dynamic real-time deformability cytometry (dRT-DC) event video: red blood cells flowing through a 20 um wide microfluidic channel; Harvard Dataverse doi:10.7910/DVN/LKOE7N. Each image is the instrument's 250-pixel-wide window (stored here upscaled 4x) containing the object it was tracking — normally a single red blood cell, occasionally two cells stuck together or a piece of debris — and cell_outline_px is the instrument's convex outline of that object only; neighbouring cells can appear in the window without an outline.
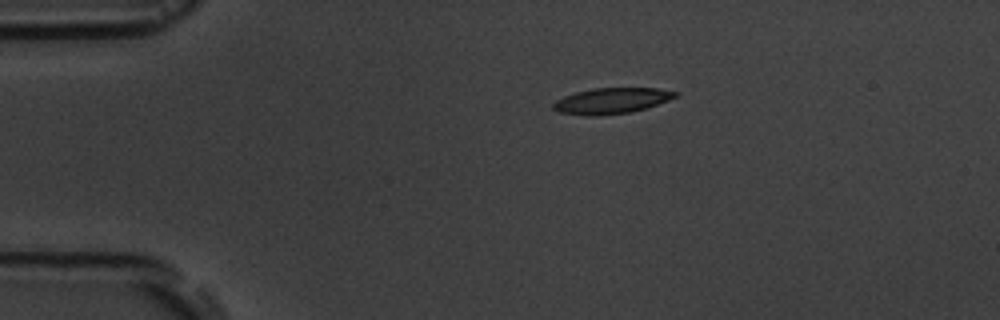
{"species": "common noctule bat (a hibernating species)", "species_latin": "Nyctalus noctula", "temperature_condition": "room temperature", "stored_images_in_passage": 6, "camera_frame_rate_fps": 3000, "um_per_image_px": 0.085, "animal": {"sex": "male", "body_mass_g": 19.5, "forearm_length_mm": 54.6}, "frame": {"image": 1, "passage_image": 1, "time_ms": 0.0, "image_size_px": [1000, 320], "cell_outline_px": [[680, 92], [676, 96], [668, 100], [632, 112], [596, 116], [588, 116], [560, 112], [552, 108], [552, 104], [556, 100], [564, 96], [576, 92], [592, 88], [656, 88]], "centroid_in_image_um": [51.95, 8.56], "position_along_channel_um": 33.0, "area_um2": 18.26}}
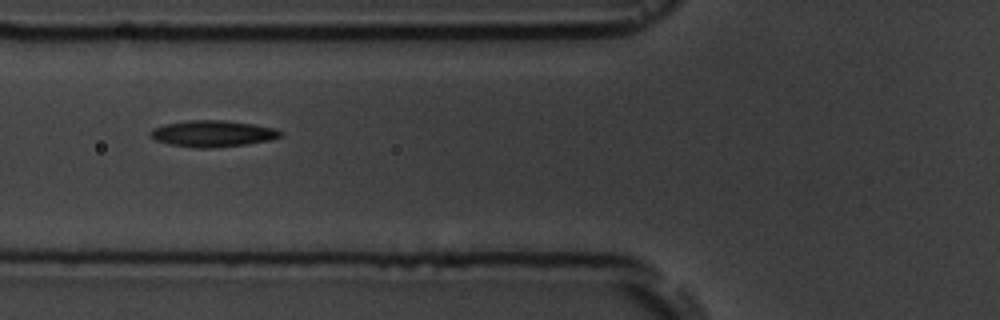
{"frame": {"image": 2, "passage_image": 4, "time_ms": 3.333, "image_size_px": [1000, 320], "cell_outline_px": [[284, 136], [272, 140], [244, 144], [208, 148], [196, 148], [168, 144], [156, 140], [148, 132], [152, 128], [164, 124], [188, 120], [224, 120], [256, 124], [276, 128], [284, 132]], "centroid_in_image_um": [18.12, 11.35], "position_along_channel_um": 107.7, "area_um2": 20.23}}
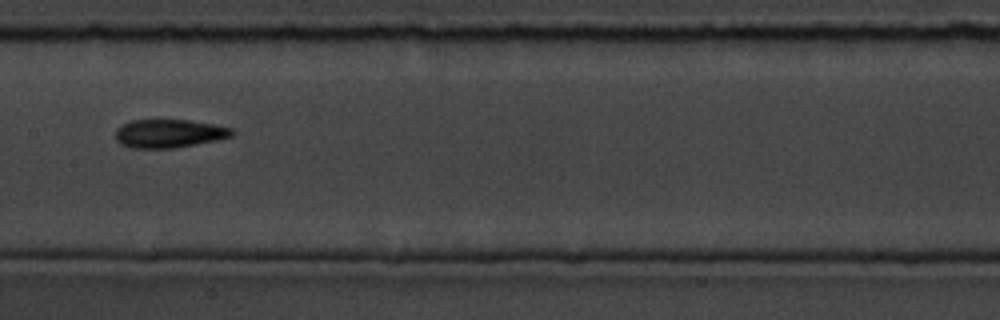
{"frame": {"image": 3, "passage_image": 6, "time_ms": 5.667, "image_size_px": [1000, 320], "cell_outline_px": [[236, 132], [232, 136], [216, 140], [172, 148], [132, 148], [120, 144], [116, 140], [116, 128], [132, 120], [188, 120], [216, 124], [232, 128]], "centroid_in_image_um": [14.38, 11.34], "position_along_channel_um": 193.0, "area_um2": 19.25}}